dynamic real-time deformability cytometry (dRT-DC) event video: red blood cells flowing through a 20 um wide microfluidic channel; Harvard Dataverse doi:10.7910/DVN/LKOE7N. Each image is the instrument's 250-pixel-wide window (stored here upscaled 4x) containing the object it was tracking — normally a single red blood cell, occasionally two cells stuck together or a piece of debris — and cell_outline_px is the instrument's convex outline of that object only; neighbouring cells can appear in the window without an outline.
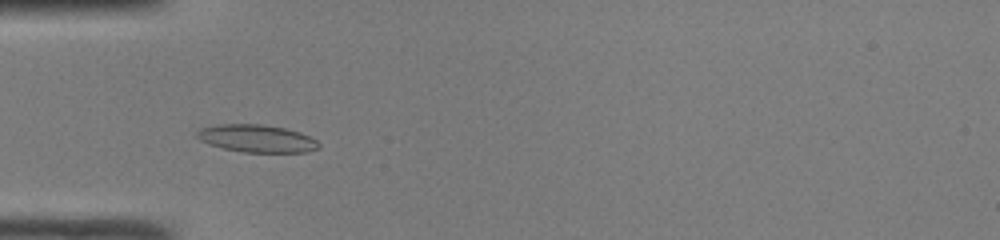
{"species": "common noctule bat (a hibernating species)", "species_latin": "Nyctalus noctula", "temperature_condition": "room temperature", "stored_images_in_passage": 33, "camera_frame_rate_fps": 3000, "um_per_image_px": 0.085, "animal": {"sex": "male", "body_mass_g": 19.0, "forearm_length_mm": 50.8}, "frame": {"image": 1, "passage_image": 3, "time_ms": 0.667, "image_size_px": [1000, 240], "cell_outline_px": [[320, 148], [304, 152], [244, 152], [224, 148], [208, 144], [200, 140], [196, 136], [196, 132], [200, 128], [216, 124], [260, 124], [284, 128], [300, 132], [316, 140], [320, 144]], "centroid_in_image_um": [21.8, 11.76], "position_along_channel_um": 63.2, "area_um2": 19.54}}
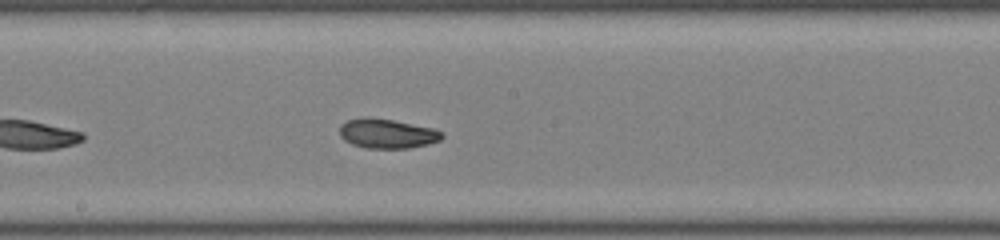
{"frame": {"image": 2, "passage_image": 14, "time_ms": 4.333, "image_size_px": [1000, 240], "cell_outline_px": [[444, 136], [440, 140], [428, 144], [408, 148], [364, 148], [352, 144], [344, 140], [340, 136], [340, 124], [348, 120], [364, 116], [392, 120], [436, 128], [444, 132]], "centroid_in_image_um": [32.92, 11.35], "position_along_channel_um": 215.3, "area_um2": 17.8}}
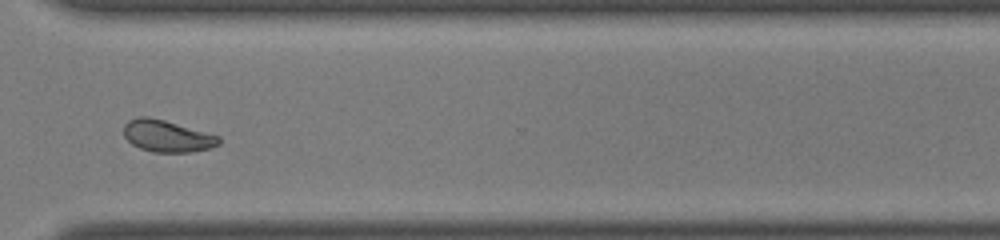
{"frame": {"image": 3, "passage_image": 24, "time_ms": 7.667, "image_size_px": [1000, 240], "cell_outline_px": [[220, 144], [208, 148], [188, 152], [152, 152], [140, 148], [132, 144], [124, 136], [124, 124], [128, 120], [136, 116], [148, 116], [164, 120], [220, 136]], "centroid_in_image_um": [14.17, 11.55], "position_along_channel_um": 356.4, "area_um2": 17.57}, "authors_computed_cell_mechanics": {"area_um2": 17.7446, "velocity_mm_per_s": 4.2084, "shape_relaxation_time_tau1_ms": 7.5318, "shape_relaxation_time_tau2_ms": 3.6895, "deformation_change_tau1": 0.2256, "deformation_change_tau2": 0.0894}}